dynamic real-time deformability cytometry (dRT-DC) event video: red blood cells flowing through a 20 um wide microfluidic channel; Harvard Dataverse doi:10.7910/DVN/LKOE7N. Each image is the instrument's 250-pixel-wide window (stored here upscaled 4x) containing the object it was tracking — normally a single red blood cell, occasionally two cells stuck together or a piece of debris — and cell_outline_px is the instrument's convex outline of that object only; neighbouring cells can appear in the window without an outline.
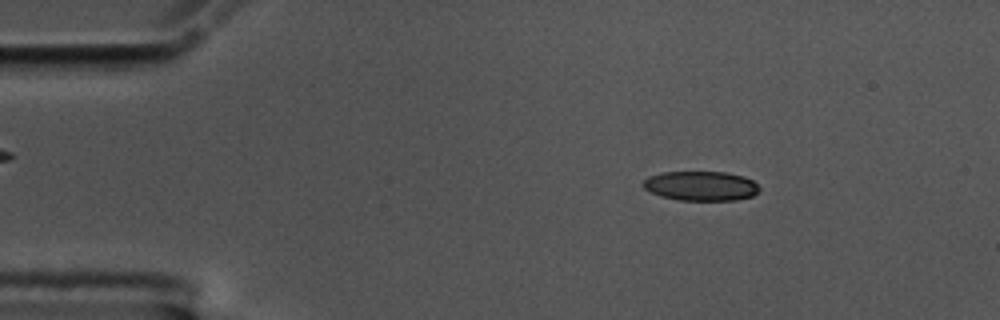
{"species": "common noctule bat (a hibernating species)", "species_latin": "Nyctalus noctula", "temperature_condition": "cold", "stored_images_in_passage": 56, "camera_frame_rate_fps": 3000, "um_per_image_px": 0.085, "animal": {"sex": "male", "body_mass_g": 17.5, "forearm_length_mm": 52.3}, "frame": {"image": 1, "passage_image": 8, "time_ms": 2.333, "image_size_px": [1000, 320], "cell_outline_px": [[760, 192], [752, 196], [736, 200], [680, 200], [660, 196], [644, 188], [640, 184], [648, 176], [664, 172], [728, 172], [744, 176], [752, 180], [760, 188]], "centroid_in_image_um": [59.59, 15.8], "position_along_channel_um": 25.4, "area_um2": 20.11}}
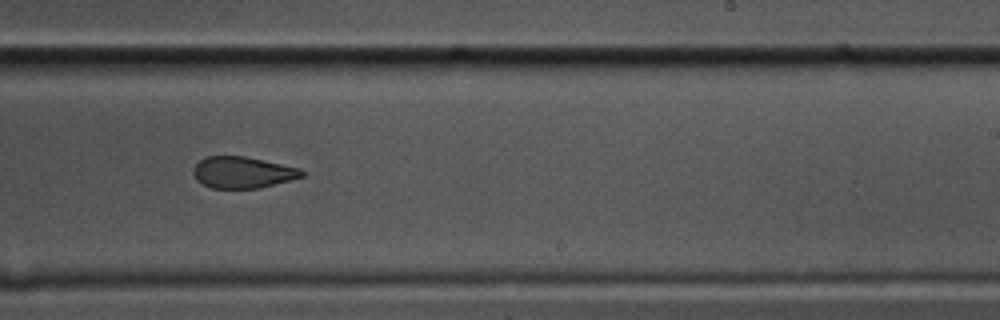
{"frame": {"image": 2, "passage_image": 34, "time_ms": 11.0, "image_size_px": [1000, 320], "cell_outline_px": [[304, 176], [260, 188], [212, 188], [196, 180], [192, 172], [192, 168], [204, 156], [244, 156], [264, 160], [300, 168], [304, 172]], "centroid_in_image_um": [20.6, 14.65], "position_along_channel_um": 268.4, "area_um2": 19.88}}
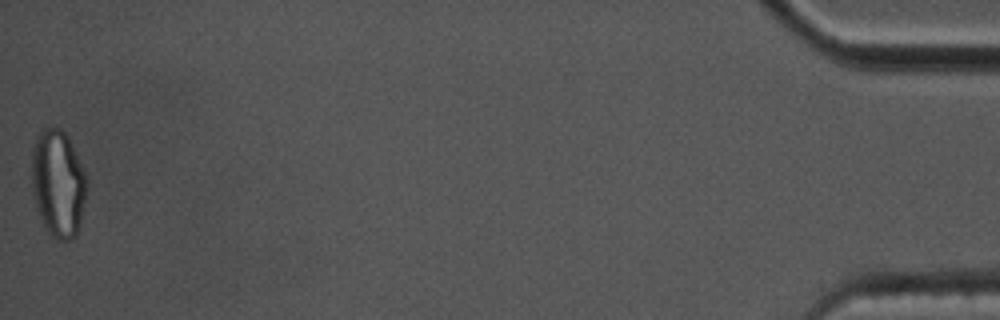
{"frame": {"image": 3, "passage_image": 56, "time_ms": 18.333, "image_size_px": [1000, 320], "cell_outline_px": [[88, 188], [80, 224], [76, 236], [68, 240], [56, 240], [48, 232], [36, 208], [32, 196], [32, 148], [36, 136], [40, 128], [60, 128], [68, 136], [72, 144], [88, 180]], "centroid_in_image_um": [4.94, 15.59], "position_along_channel_um": 430.3, "area_um2": 34.85}, "authors_computed_cell_mechanics": {"area_um2": 21.4727, "velocity_mm_per_s": 3.5342, "shape_relaxation_time_tau1_ms": null, "shape_relaxation_time_tau2_ms": 2.6761, "deformation_change_tau1": null, "deformation_change_tau2": 0.0856}}